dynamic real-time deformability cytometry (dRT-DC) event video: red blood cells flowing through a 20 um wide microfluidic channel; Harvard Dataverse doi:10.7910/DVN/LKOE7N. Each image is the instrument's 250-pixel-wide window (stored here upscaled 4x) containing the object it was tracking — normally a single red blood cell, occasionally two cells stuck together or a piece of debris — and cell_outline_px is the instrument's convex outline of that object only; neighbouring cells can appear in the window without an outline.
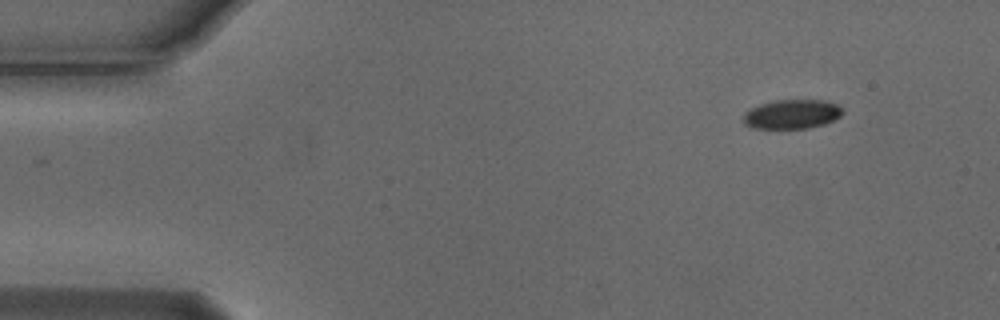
{"species": "Egyptian fruit bat (a non-hibernating species)", "species_latin": "Rousettus aegyptiacus", "temperature_condition": "cold", "stored_images_in_passage": 3, "camera_frame_rate_fps": 3000, "um_per_image_px": 0.085, "animal": {"sex": "male"}, "frame": {"image": 1, "passage_image": 1, "time_ms": 0.0, "image_size_px": [1000, 320], "cell_outline_px": [[844, 112], [840, 116], [824, 124], [808, 128], [756, 128], [744, 124], [744, 112], [748, 108], [760, 104], [776, 100], [824, 100], [836, 104], [844, 108]], "centroid_in_image_um": [67.32, 9.69], "position_along_channel_um": 17.7, "area_um2": 16.94}}
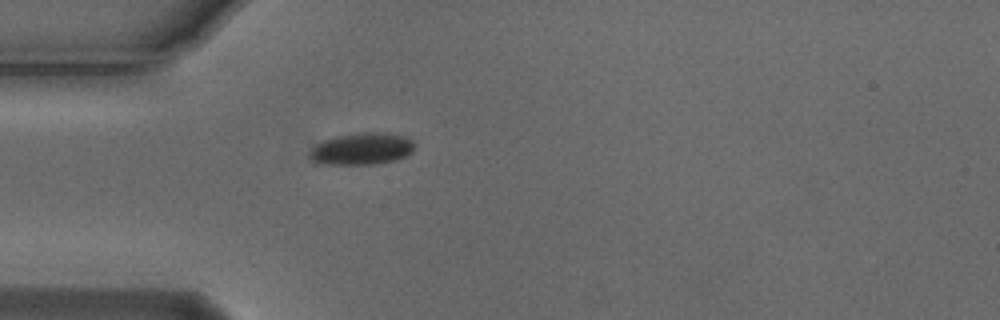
{"frame": {"image": 2, "passage_image": 3, "time_ms": 0.667, "image_size_px": [1000, 320], "cell_outline_px": [[412, 152], [396, 160], [376, 164], [328, 164], [312, 160], [312, 148], [316, 144], [324, 140], [336, 136], [364, 132], [388, 132], [404, 136], [412, 140]], "centroid_in_image_um": [30.79, 12.63], "position_along_channel_um": 54.2, "area_um2": 19.19}}